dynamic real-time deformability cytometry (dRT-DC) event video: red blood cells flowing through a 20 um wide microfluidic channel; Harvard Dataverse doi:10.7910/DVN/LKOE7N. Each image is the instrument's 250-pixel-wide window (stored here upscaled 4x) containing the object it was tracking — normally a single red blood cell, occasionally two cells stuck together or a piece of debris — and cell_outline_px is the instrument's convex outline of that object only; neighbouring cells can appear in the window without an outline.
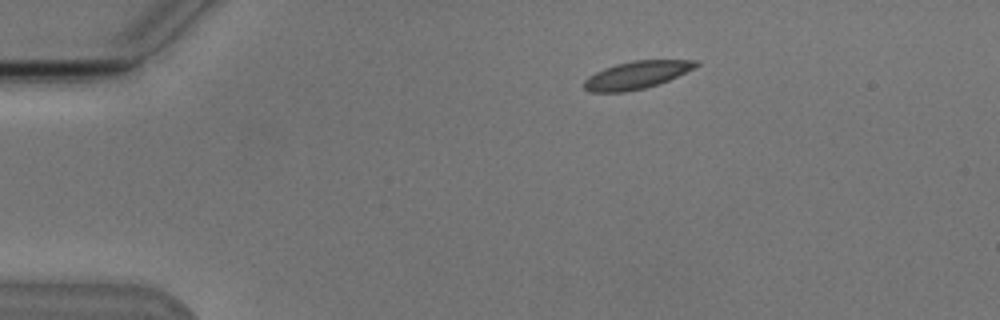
{"species": "Egyptian fruit bat (a non-hibernating species)", "species_latin": "Rousettus aegyptiacus", "temperature_condition": "cold", "stored_images_in_passage": 4, "camera_frame_rate_fps": 3000, "um_per_image_px": 0.085, "animal": {"sex": "male"}, "frame": {"image": 1, "passage_image": 1, "time_ms": 0.0, "image_size_px": [1000, 320], "cell_outline_px": [[700, 64], [696, 68], [668, 80], [644, 88], [624, 92], [588, 92], [584, 88], [584, 80], [588, 76], [604, 68], [616, 64], [632, 60], [700, 60]], "centroid_in_image_um": [54.12, 6.36], "position_along_channel_um": 30.9, "area_um2": 18.03}}